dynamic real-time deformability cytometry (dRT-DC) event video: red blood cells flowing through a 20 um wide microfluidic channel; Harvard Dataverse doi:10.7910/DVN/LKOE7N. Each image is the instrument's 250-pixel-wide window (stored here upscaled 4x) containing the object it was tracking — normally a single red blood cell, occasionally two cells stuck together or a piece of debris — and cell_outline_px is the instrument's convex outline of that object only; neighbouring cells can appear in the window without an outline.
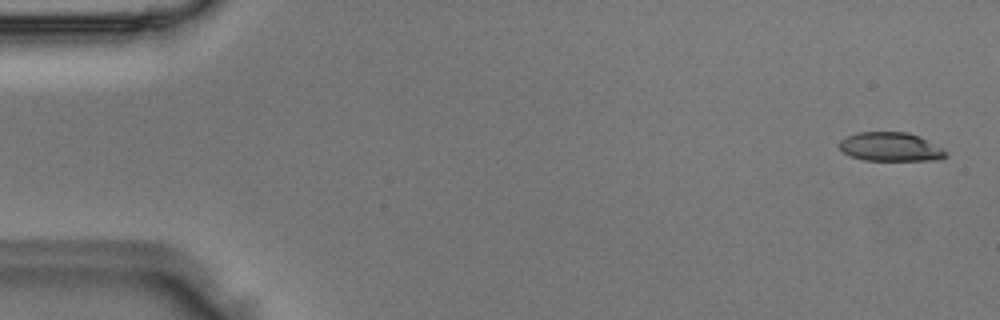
{"species": "Egyptian fruit bat (a non-hibernating species)", "species_latin": "Rousettus aegyptiacus", "temperature_condition": "room temperature", "stored_images_in_passage": 5, "camera_frame_rate_fps": 3000, "um_per_image_px": 0.085, "animal": {"sex": "male"}, "frame": {"image": 1, "passage_image": 1, "time_ms": 0.0, "image_size_px": [1000, 320], "cell_outline_px": [[948, 156], [940, 160], [864, 160], [852, 156], [844, 152], [840, 148], [840, 140], [856, 132], [908, 132], [920, 136], [948, 152]], "centroid_in_image_um": [75.73, 12.48], "position_along_channel_um": 9.3, "area_um2": 17.86}}